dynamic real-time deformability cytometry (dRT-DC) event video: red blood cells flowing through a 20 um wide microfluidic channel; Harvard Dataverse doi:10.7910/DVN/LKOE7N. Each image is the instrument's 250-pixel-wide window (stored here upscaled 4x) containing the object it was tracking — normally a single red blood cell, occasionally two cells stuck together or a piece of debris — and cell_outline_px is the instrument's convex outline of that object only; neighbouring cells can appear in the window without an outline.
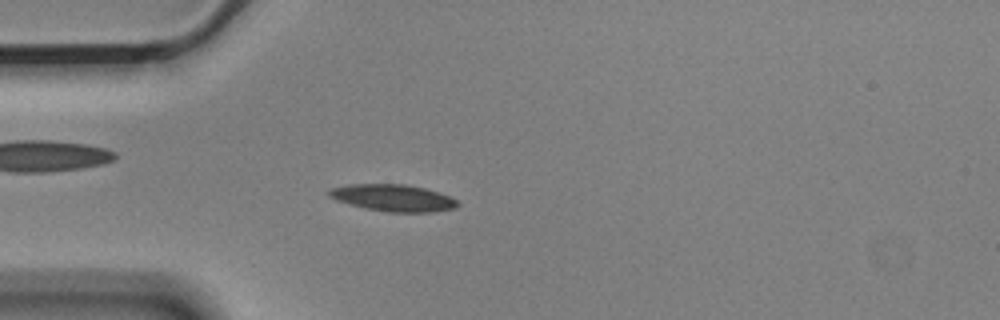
{"species": "Egyptian fruit bat (a non-hibernating species)", "species_latin": "Rousettus aegyptiacus", "temperature_condition": "cold", "stored_images_in_passage": 5, "camera_frame_rate_fps": 3000, "um_per_image_px": 0.085, "animal": {"sex": "male"}, "frame": {"image": 1, "passage_image": 5, "time_ms": 1.333, "image_size_px": [1000, 320], "cell_outline_px": [[460, 204], [456, 208], [432, 212], [388, 212], [364, 208], [336, 200], [328, 196], [328, 188], [348, 184], [408, 184], [424, 188], [448, 196], [456, 200]], "centroid_in_image_um": [33.38, 16.81], "position_along_channel_um": 51.6, "area_um2": 20.17}}